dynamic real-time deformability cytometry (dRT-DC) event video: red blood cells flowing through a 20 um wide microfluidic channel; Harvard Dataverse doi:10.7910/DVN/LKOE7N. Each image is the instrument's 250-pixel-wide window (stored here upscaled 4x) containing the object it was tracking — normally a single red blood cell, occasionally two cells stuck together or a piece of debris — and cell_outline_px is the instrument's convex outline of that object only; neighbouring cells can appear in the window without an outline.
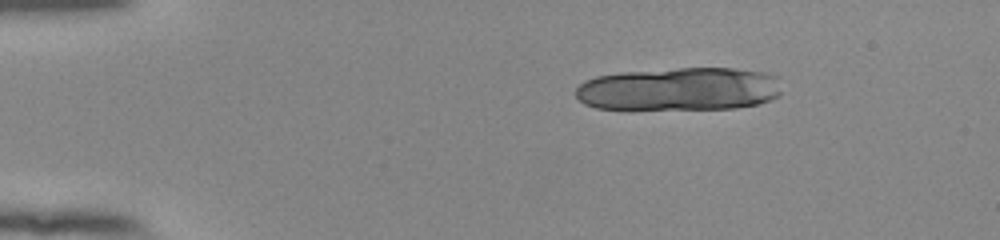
{"species": "human", "species_latin": "Homo sapiens", "temperature_condition": "room temperature", "stored_images_in_passage": 14, "camera_frame_rate_fps": 3000, "um_per_image_px": 0.085, "donor": {"sex": "female"}, "frame": {"image": 1, "passage_image": 1, "time_ms": 0.0, "image_size_px": [1000, 240], "cell_outline_px": [[780, 92], [776, 96], [760, 104], [736, 108], [596, 108], [584, 104], [576, 96], [576, 88], [584, 80], [596, 76], [624, 72], [680, 68], [732, 68], [764, 72], [776, 76]], "centroid_in_image_um": [57.73, 7.56], "position_along_channel_um": 27.3, "area_um2": 51.38}}
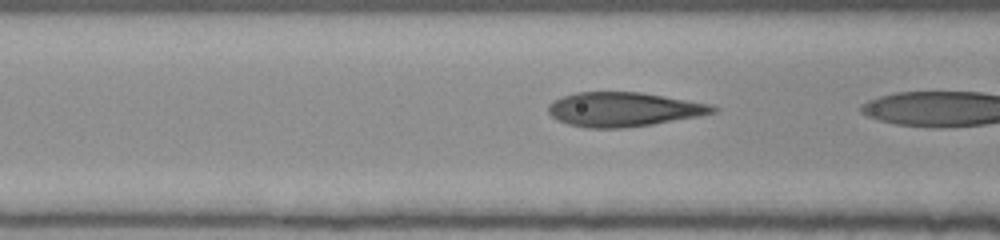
{"frame": {"image": 2, "passage_image": 13, "time_ms": 4.0, "image_size_px": [1000, 240], "cell_outline_px": [[720, 108], [716, 112], [696, 116], [652, 124], [624, 128], [588, 128], [568, 124], [552, 116], [548, 112], [548, 104], [552, 100], [576, 92], [640, 92], [712, 104]], "centroid_in_image_um": [53.0, 9.29], "position_along_channel_um": 113.6, "area_um2": 32.71}}